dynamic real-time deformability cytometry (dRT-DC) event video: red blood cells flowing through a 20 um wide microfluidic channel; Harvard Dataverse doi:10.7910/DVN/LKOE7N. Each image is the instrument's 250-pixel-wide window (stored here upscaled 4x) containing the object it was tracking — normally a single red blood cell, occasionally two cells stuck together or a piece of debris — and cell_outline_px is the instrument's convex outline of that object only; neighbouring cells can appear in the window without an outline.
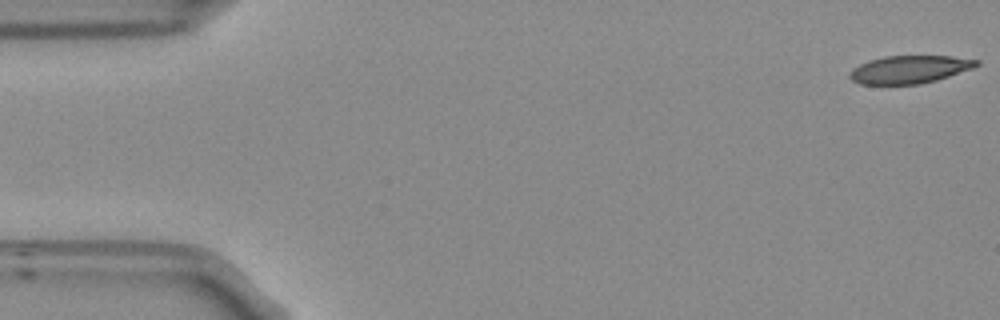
{"species": "Egyptian fruit bat (a non-hibernating species)", "species_latin": "Rousettus aegyptiacus", "temperature_condition": "room temperature", "stored_images_in_passage": 8, "camera_frame_rate_fps": 3000, "um_per_image_px": 0.085, "frame": {"image": 1, "passage_image": 1, "time_ms": 0.0, "image_size_px": [1000, 320], "cell_outline_px": [[980, 64], [972, 68], [936, 80], [920, 84], [860, 84], [852, 80], [848, 76], [848, 72], [852, 68], [868, 60], [884, 56], [952, 56], [980, 60]], "centroid_in_image_um": [77.28, 5.89], "position_along_channel_um": 7.7, "area_um2": 20.58}}